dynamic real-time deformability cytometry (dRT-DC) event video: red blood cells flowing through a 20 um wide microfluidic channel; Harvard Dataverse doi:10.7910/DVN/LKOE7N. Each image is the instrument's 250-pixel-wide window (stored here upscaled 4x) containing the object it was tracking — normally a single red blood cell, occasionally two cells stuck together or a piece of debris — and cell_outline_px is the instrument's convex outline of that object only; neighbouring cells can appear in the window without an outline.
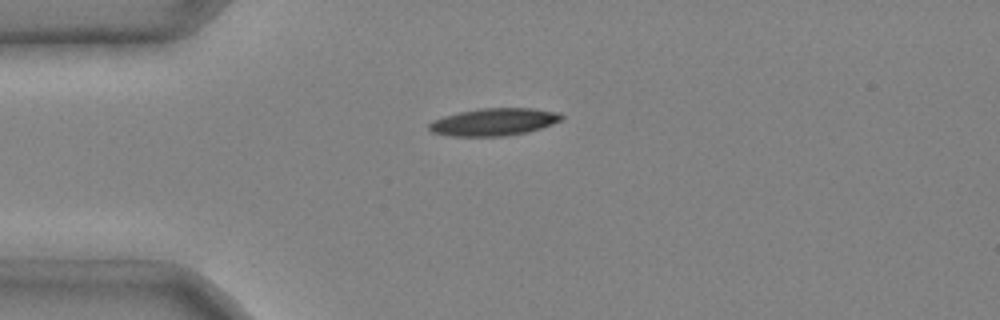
{"species": "common noctule bat (a hibernating species)", "species_latin": "Nyctalus noctula", "temperature_condition": "cold", "stored_images_in_passage": 5, "camera_frame_rate_fps": 3000, "um_per_image_px": 0.085, "animal": {"sex": "male", "body_mass_g": 20.4}, "frame": {"image": 1, "passage_image": 5, "time_ms": 1.333, "image_size_px": [1000, 320], "cell_outline_px": [[564, 116], [560, 120], [552, 124], [528, 132], [504, 136], [448, 136], [432, 132], [428, 128], [428, 124], [432, 120], [444, 116], [460, 112], [480, 108], [532, 108], [560, 112]], "centroid_in_image_um": [41.97, 10.36], "position_along_channel_um": 43.0, "area_um2": 21.21}}